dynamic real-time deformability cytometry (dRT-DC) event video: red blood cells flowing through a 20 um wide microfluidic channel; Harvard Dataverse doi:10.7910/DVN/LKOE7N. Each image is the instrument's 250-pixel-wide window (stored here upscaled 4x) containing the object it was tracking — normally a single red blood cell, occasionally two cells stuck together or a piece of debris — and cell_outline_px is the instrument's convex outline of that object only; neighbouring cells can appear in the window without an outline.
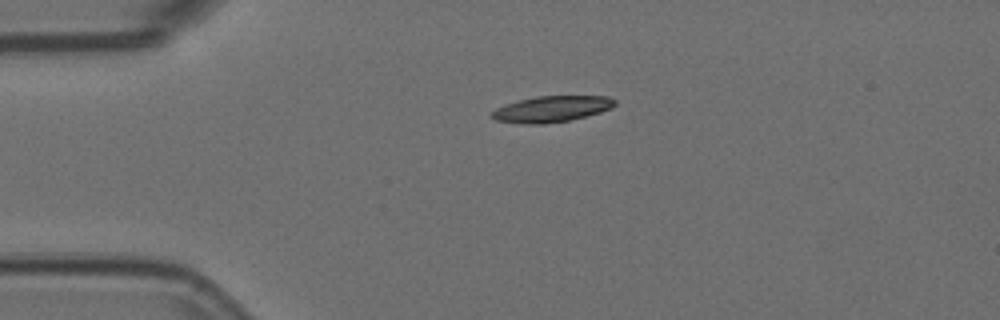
{"species": "Egyptian fruit bat (a non-hibernating species)", "species_latin": "Rousettus aegyptiacus", "temperature_condition": "room temperature", "stored_images_in_passage": 2, "camera_frame_rate_fps": 3000, "um_per_image_px": 0.085, "animal": {"sex": "female"}, "frame": {"image": 1, "passage_image": 1, "time_ms": 0.0, "image_size_px": [1000, 320], "cell_outline_px": [[616, 104], [612, 108], [600, 112], [568, 120], [544, 124], [524, 124], [496, 120], [492, 116], [492, 112], [496, 108], [504, 104], [536, 96], [608, 96], [616, 100]], "centroid_in_image_um": [46.9, 9.26], "position_along_channel_um": 38.1, "area_um2": 18.55}}